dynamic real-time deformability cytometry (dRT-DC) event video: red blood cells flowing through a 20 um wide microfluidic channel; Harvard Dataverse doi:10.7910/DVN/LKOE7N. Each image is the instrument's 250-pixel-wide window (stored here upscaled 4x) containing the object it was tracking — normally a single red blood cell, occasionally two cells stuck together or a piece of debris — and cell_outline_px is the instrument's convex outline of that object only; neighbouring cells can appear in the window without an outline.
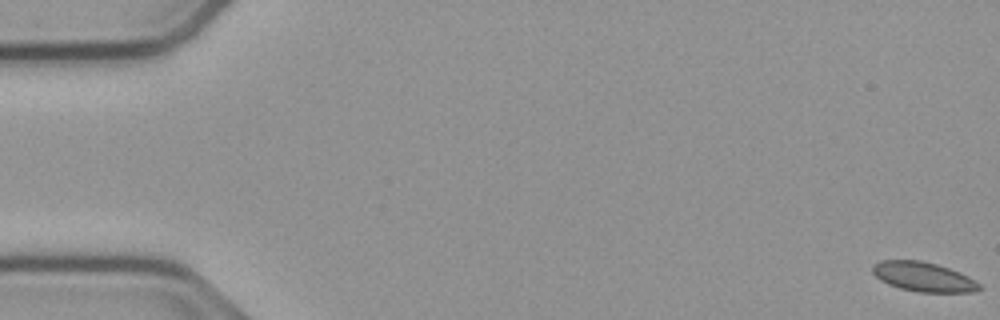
{"species": "common noctule bat (a hibernating species)", "species_latin": "Nyctalus noctula", "temperature_condition": "cold", "stored_images_in_passage": 15, "camera_frame_rate_fps": 3000, "um_per_image_px": 0.085, "animal": {"sex": "male", "body_mass_g": 23.1, "forearm_length_mm": 52.7}, "frame": {"image": 1, "passage_image": 1, "time_ms": 0.0, "image_size_px": [1000, 320], "cell_outline_px": [[984, 288], [972, 292], [920, 292], [900, 288], [888, 284], [880, 280], [872, 272], [872, 268], [880, 260], [920, 260], [936, 264], [960, 272], [976, 280]], "centroid_in_image_um": [78.52, 23.53], "position_along_channel_um": 6.5, "area_um2": 18.32}}
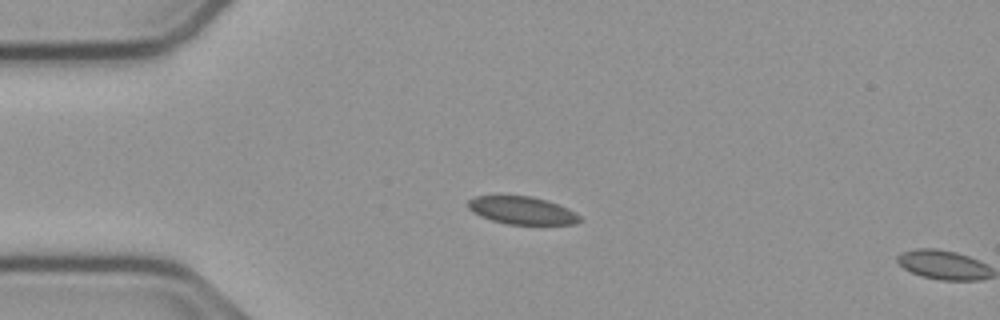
{"frame": {"image": 2, "passage_image": 14, "time_ms": 4.333, "image_size_px": [1000, 320], "cell_outline_px": [[584, 220], [576, 224], [508, 224], [492, 220], [480, 216], [472, 212], [468, 208], [468, 200], [476, 196], [532, 196], [548, 200], [568, 208], [576, 212]], "centroid_in_image_um": [44.41, 17.89], "position_along_channel_um": 40.6, "area_um2": 18.15}}